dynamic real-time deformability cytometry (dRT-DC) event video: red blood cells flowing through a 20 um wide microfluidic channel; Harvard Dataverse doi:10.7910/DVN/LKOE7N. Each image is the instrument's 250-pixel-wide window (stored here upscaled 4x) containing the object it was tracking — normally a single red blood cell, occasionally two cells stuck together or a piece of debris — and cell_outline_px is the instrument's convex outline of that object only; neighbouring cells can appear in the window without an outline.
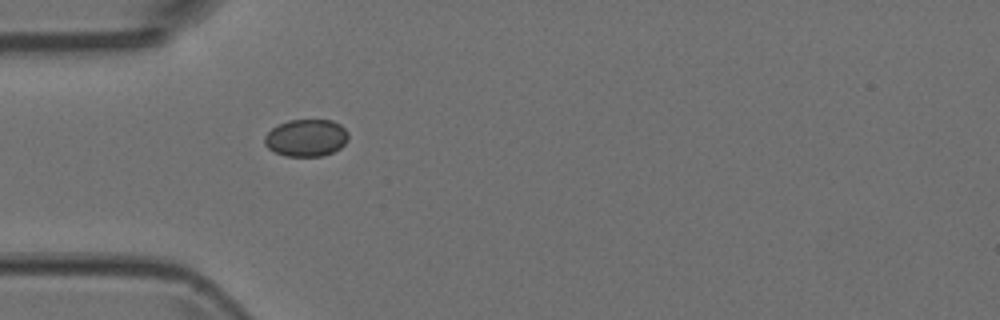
{"species": "Egyptian fruit bat (a non-hibernating species)", "species_latin": "Rousettus aegyptiacus", "temperature_condition": "room temperature", "stored_images_in_passage": 1, "camera_frame_rate_fps": 3000, "um_per_image_px": 0.085, "animal": {"sex": "female"}, "frame": {"image": 1, "passage_image": 1, "time_ms": 0.0, "image_size_px": [1000, 320], "cell_outline_px": [[348, 140], [340, 148], [332, 152], [320, 156], [284, 156], [268, 148], [264, 144], [264, 136], [272, 128], [288, 120], [332, 120], [340, 124], [348, 132]], "centroid_in_image_um": [26.03, 11.71], "position_along_channel_um": 59.0, "area_um2": 18.15}}